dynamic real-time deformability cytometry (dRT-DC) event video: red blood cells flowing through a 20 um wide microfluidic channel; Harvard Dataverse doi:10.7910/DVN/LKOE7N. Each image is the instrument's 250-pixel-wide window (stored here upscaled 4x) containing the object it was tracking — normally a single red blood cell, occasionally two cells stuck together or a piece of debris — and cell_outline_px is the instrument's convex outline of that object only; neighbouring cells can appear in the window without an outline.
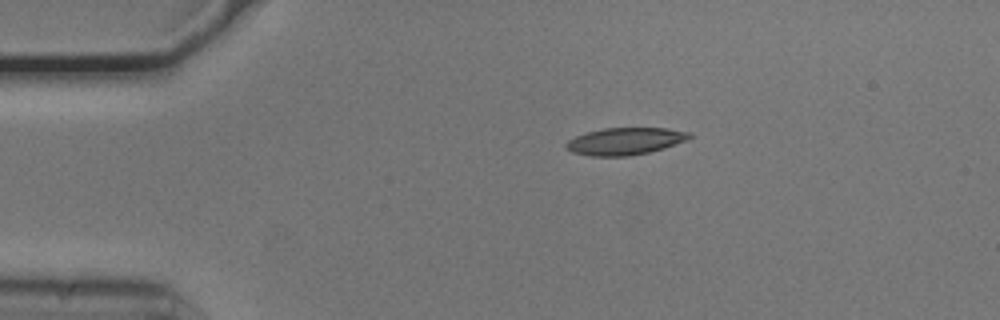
{"species": "common noctule bat (a hibernating species)", "species_latin": "Nyctalus noctula", "temperature_condition": "cold", "stored_images_in_passage": 4, "camera_frame_rate_fps": 3000, "um_per_image_px": 0.085, "animal": {"sex": "male", "body_mass_g": 20.5, "forearm_length_mm": 52.5}, "frame": {"image": 1, "passage_image": 1, "time_ms": 0.0, "image_size_px": [1000, 320], "cell_outline_px": [[692, 136], [688, 140], [664, 148], [648, 152], [628, 156], [592, 156], [572, 152], [564, 148], [564, 144], [568, 140], [576, 136], [588, 132], [604, 128], [668, 128], [692, 132]], "centroid_in_image_um": [53.15, 12.0], "position_along_channel_um": 31.9, "area_um2": 19.59}}
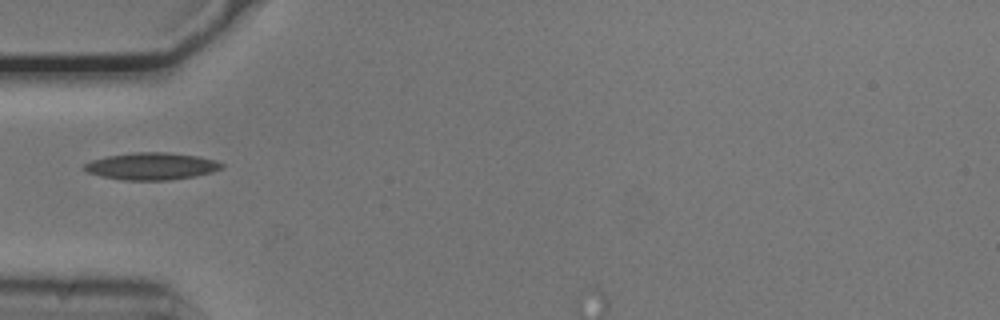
{"frame": {"image": 2, "passage_image": 3, "time_ms": 0.667, "image_size_px": [1000, 320], "cell_outline_px": [[224, 168], [212, 172], [196, 176], [168, 180], [124, 180], [100, 176], [88, 172], [80, 168], [84, 164], [92, 160], [108, 156], [132, 152], [168, 152], [200, 156], [216, 160], [224, 164]], "centroid_in_image_um": [12.9, 14.12], "position_along_channel_um": 72.1, "area_um2": 21.96}}